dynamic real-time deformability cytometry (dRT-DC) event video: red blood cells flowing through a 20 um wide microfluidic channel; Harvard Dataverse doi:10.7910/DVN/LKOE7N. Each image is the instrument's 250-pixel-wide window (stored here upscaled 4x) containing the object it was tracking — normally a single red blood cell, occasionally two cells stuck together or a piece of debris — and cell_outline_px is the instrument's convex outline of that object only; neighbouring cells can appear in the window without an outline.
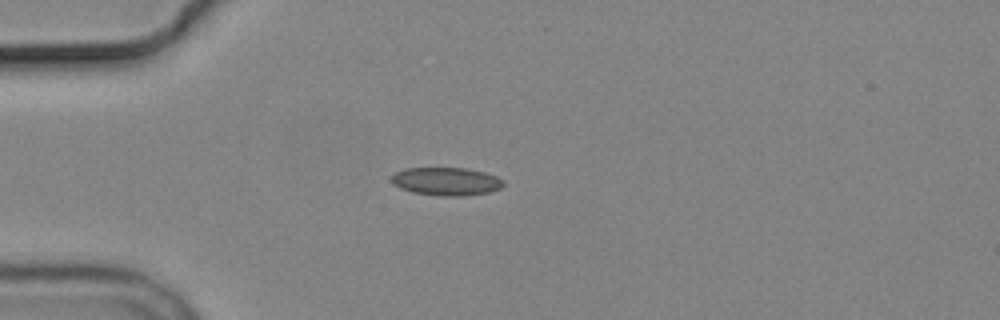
{"species": "common noctule bat (a hibernating species)", "species_latin": "Nyctalus noctula", "temperature_condition": "cold", "stored_images_in_passage": 6, "camera_frame_rate_fps": 3000, "um_per_image_px": 0.085, "animal": {"sex": "male", "body_mass_g": 19.2, "forearm_length_mm": 51.8}, "frame": {"image": 1, "passage_image": 6, "time_ms": 6.667, "image_size_px": [1000, 320], "cell_outline_px": [[504, 184], [500, 188], [488, 192], [464, 196], [440, 196], [412, 192], [400, 188], [392, 184], [392, 176], [396, 172], [404, 168], [468, 168], [484, 172], [496, 176], [504, 180]], "centroid_in_image_um": [37.93, 15.42], "position_along_channel_um": 47.1, "area_um2": 18.38}}